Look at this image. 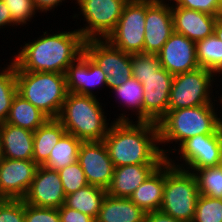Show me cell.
Masks as SVG:
<instances>
[{"instance_id": "1", "label": "cell", "mask_w": 222, "mask_h": 222, "mask_svg": "<svg viewBox=\"0 0 222 222\" xmlns=\"http://www.w3.org/2000/svg\"><path fill=\"white\" fill-rule=\"evenodd\" d=\"M130 114L114 118L103 142L114 167L124 165H160L166 158L159 144L158 125L147 121H133ZM160 147H159V146Z\"/></svg>"}, {"instance_id": "2", "label": "cell", "mask_w": 222, "mask_h": 222, "mask_svg": "<svg viewBox=\"0 0 222 222\" xmlns=\"http://www.w3.org/2000/svg\"><path fill=\"white\" fill-rule=\"evenodd\" d=\"M29 41L11 58L15 70L65 74L68 66L84 52L85 40L77 29L52 34L46 31Z\"/></svg>"}, {"instance_id": "3", "label": "cell", "mask_w": 222, "mask_h": 222, "mask_svg": "<svg viewBox=\"0 0 222 222\" xmlns=\"http://www.w3.org/2000/svg\"><path fill=\"white\" fill-rule=\"evenodd\" d=\"M218 110L215 105L168 110L157 123L159 144L162 147L164 144V148L161 147L163 156L165 157V146L168 147V144L175 142L178 147L191 137L217 132L222 127V114L220 116Z\"/></svg>"}, {"instance_id": "4", "label": "cell", "mask_w": 222, "mask_h": 222, "mask_svg": "<svg viewBox=\"0 0 222 222\" xmlns=\"http://www.w3.org/2000/svg\"><path fill=\"white\" fill-rule=\"evenodd\" d=\"M99 101L94 96L68 92L57 117L66 133L82 142L103 141L112 122L109 125Z\"/></svg>"}, {"instance_id": "5", "label": "cell", "mask_w": 222, "mask_h": 222, "mask_svg": "<svg viewBox=\"0 0 222 222\" xmlns=\"http://www.w3.org/2000/svg\"><path fill=\"white\" fill-rule=\"evenodd\" d=\"M17 90L49 119H56L67 96L65 74L15 70Z\"/></svg>"}, {"instance_id": "6", "label": "cell", "mask_w": 222, "mask_h": 222, "mask_svg": "<svg viewBox=\"0 0 222 222\" xmlns=\"http://www.w3.org/2000/svg\"><path fill=\"white\" fill-rule=\"evenodd\" d=\"M199 196L194 174L173 167L166 159L165 185L160 211L177 220L192 222Z\"/></svg>"}, {"instance_id": "7", "label": "cell", "mask_w": 222, "mask_h": 222, "mask_svg": "<svg viewBox=\"0 0 222 222\" xmlns=\"http://www.w3.org/2000/svg\"><path fill=\"white\" fill-rule=\"evenodd\" d=\"M216 75L212 71L198 67L195 70L174 75L170 90L168 110L184 109L201 105H220V96L215 100L212 90L216 82ZM213 85V86H212ZM213 97V99H212ZM214 101V102H213Z\"/></svg>"}, {"instance_id": "8", "label": "cell", "mask_w": 222, "mask_h": 222, "mask_svg": "<svg viewBox=\"0 0 222 222\" xmlns=\"http://www.w3.org/2000/svg\"><path fill=\"white\" fill-rule=\"evenodd\" d=\"M165 149V158L173 167L194 172L197 169L220 166L222 151V127L214 134H203L185 140L179 148ZM174 151V152H173ZM176 151H178L176 153ZM170 153L179 155L175 162ZM180 159V160H179ZM185 163V164H184Z\"/></svg>"}, {"instance_id": "9", "label": "cell", "mask_w": 222, "mask_h": 222, "mask_svg": "<svg viewBox=\"0 0 222 222\" xmlns=\"http://www.w3.org/2000/svg\"><path fill=\"white\" fill-rule=\"evenodd\" d=\"M146 0H129L106 40L128 54L144 53Z\"/></svg>"}, {"instance_id": "10", "label": "cell", "mask_w": 222, "mask_h": 222, "mask_svg": "<svg viewBox=\"0 0 222 222\" xmlns=\"http://www.w3.org/2000/svg\"><path fill=\"white\" fill-rule=\"evenodd\" d=\"M129 0H76L80 15L85 21L83 27L77 29L83 39H106L114 30L122 15L123 8Z\"/></svg>"}, {"instance_id": "11", "label": "cell", "mask_w": 222, "mask_h": 222, "mask_svg": "<svg viewBox=\"0 0 222 222\" xmlns=\"http://www.w3.org/2000/svg\"><path fill=\"white\" fill-rule=\"evenodd\" d=\"M84 52L106 73V87L110 90L133 76L131 54L114 47L106 39L86 40Z\"/></svg>"}, {"instance_id": "12", "label": "cell", "mask_w": 222, "mask_h": 222, "mask_svg": "<svg viewBox=\"0 0 222 222\" xmlns=\"http://www.w3.org/2000/svg\"><path fill=\"white\" fill-rule=\"evenodd\" d=\"M143 85V121L158 123L167 113L174 76L161 67L149 76H133Z\"/></svg>"}, {"instance_id": "13", "label": "cell", "mask_w": 222, "mask_h": 222, "mask_svg": "<svg viewBox=\"0 0 222 222\" xmlns=\"http://www.w3.org/2000/svg\"><path fill=\"white\" fill-rule=\"evenodd\" d=\"M169 3V0H146L144 54H158L174 32Z\"/></svg>"}, {"instance_id": "14", "label": "cell", "mask_w": 222, "mask_h": 222, "mask_svg": "<svg viewBox=\"0 0 222 222\" xmlns=\"http://www.w3.org/2000/svg\"><path fill=\"white\" fill-rule=\"evenodd\" d=\"M88 184L107 189L114 174V164L103 141L82 142L77 160Z\"/></svg>"}, {"instance_id": "15", "label": "cell", "mask_w": 222, "mask_h": 222, "mask_svg": "<svg viewBox=\"0 0 222 222\" xmlns=\"http://www.w3.org/2000/svg\"><path fill=\"white\" fill-rule=\"evenodd\" d=\"M65 197L58 171L40 165L23 201L37 207L59 209Z\"/></svg>"}, {"instance_id": "16", "label": "cell", "mask_w": 222, "mask_h": 222, "mask_svg": "<svg viewBox=\"0 0 222 222\" xmlns=\"http://www.w3.org/2000/svg\"><path fill=\"white\" fill-rule=\"evenodd\" d=\"M34 161L0 158V197L23 199L34 179Z\"/></svg>"}, {"instance_id": "17", "label": "cell", "mask_w": 222, "mask_h": 222, "mask_svg": "<svg viewBox=\"0 0 222 222\" xmlns=\"http://www.w3.org/2000/svg\"><path fill=\"white\" fill-rule=\"evenodd\" d=\"M157 55L161 67L165 68L173 76L199 67L195 42L175 31Z\"/></svg>"}, {"instance_id": "18", "label": "cell", "mask_w": 222, "mask_h": 222, "mask_svg": "<svg viewBox=\"0 0 222 222\" xmlns=\"http://www.w3.org/2000/svg\"><path fill=\"white\" fill-rule=\"evenodd\" d=\"M65 77L67 91L71 93L96 97L95 88H106V73L85 52L68 66Z\"/></svg>"}, {"instance_id": "19", "label": "cell", "mask_w": 222, "mask_h": 222, "mask_svg": "<svg viewBox=\"0 0 222 222\" xmlns=\"http://www.w3.org/2000/svg\"><path fill=\"white\" fill-rule=\"evenodd\" d=\"M174 31L198 42L214 33L219 16L171 4Z\"/></svg>"}, {"instance_id": "20", "label": "cell", "mask_w": 222, "mask_h": 222, "mask_svg": "<svg viewBox=\"0 0 222 222\" xmlns=\"http://www.w3.org/2000/svg\"><path fill=\"white\" fill-rule=\"evenodd\" d=\"M34 132L8 123H0L2 157L33 161Z\"/></svg>"}, {"instance_id": "21", "label": "cell", "mask_w": 222, "mask_h": 222, "mask_svg": "<svg viewBox=\"0 0 222 222\" xmlns=\"http://www.w3.org/2000/svg\"><path fill=\"white\" fill-rule=\"evenodd\" d=\"M159 165H124L114 168L107 194L117 198H129Z\"/></svg>"}, {"instance_id": "22", "label": "cell", "mask_w": 222, "mask_h": 222, "mask_svg": "<svg viewBox=\"0 0 222 222\" xmlns=\"http://www.w3.org/2000/svg\"><path fill=\"white\" fill-rule=\"evenodd\" d=\"M165 185V161L132 193L129 199L146 213L159 211Z\"/></svg>"}, {"instance_id": "23", "label": "cell", "mask_w": 222, "mask_h": 222, "mask_svg": "<svg viewBox=\"0 0 222 222\" xmlns=\"http://www.w3.org/2000/svg\"><path fill=\"white\" fill-rule=\"evenodd\" d=\"M146 212L129 198L106 195L95 222H145Z\"/></svg>"}, {"instance_id": "24", "label": "cell", "mask_w": 222, "mask_h": 222, "mask_svg": "<svg viewBox=\"0 0 222 222\" xmlns=\"http://www.w3.org/2000/svg\"><path fill=\"white\" fill-rule=\"evenodd\" d=\"M66 133L62 123L56 119H48L33 134V161L43 165L49 158L52 149Z\"/></svg>"}, {"instance_id": "25", "label": "cell", "mask_w": 222, "mask_h": 222, "mask_svg": "<svg viewBox=\"0 0 222 222\" xmlns=\"http://www.w3.org/2000/svg\"><path fill=\"white\" fill-rule=\"evenodd\" d=\"M48 119L37 107L17 93L12 101L5 123L34 132Z\"/></svg>"}, {"instance_id": "26", "label": "cell", "mask_w": 222, "mask_h": 222, "mask_svg": "<svg viewBox=\"0 0 222 222\" xmlns=\"http://www.w3.org/2000/svg\"><path fill=\"white\" fill-rule=\"evenodd\" d=\"M106 195V189L88 184L76 192L67 195L64 205L89 215L96 220Z\"/></svg>"}, {"instance_id": "27", "label": "cell", "mask_w": 222, "mask_h": 222, "mask_svg": "<svg viewBox=\"0 0 222 222\" xmlns=\"http://www.w3.org/2000/svg\"><path fill=\"white\" fill-rule=\"evenodd\" d=\"M82 141L74 135L65 133L52 149L48 160L43 164L47 168L59 171L78 160Z\"/></svg>"}, {"instance_id": "28", "label": "cell", "mask_w": 222, "mask_h": 222, "mask_svg": "<svg viewBox=\"0 0 222 222\" xmlns=\"http://www.w3.org/2000/svg\"><path fill=\"white\" fill-rule=\"evenodd\" d=\"M195 44L199 67L222 75V41L213 33Z\"/></svg>"}, {"instance_id": "29", "label": "cell", "mask_w": 222, "mask_h": 222, "mask_svg": "<svg viewBox=\"0 0 222 222\" xmlns=\"http://www.w3.org/2000/svg\"><path fill=\"white\" fill-rule=\"evenodd\" d=\"M143 91V85L132 76L111 92L120 99L118 103L122 105V109L125 106L128 111L132 110L134 116L136 114V121H143Z\"/></svg>"}, {"instance_id": "30", "label": "cell", "mask_w": 222, "mask_h": 222, "mask_svg": "<svg viewBox=\"0 0 222 222\" xmlns=\"http://www.w3.org/2000/svg\"><path fill=\"white\" fill-rule=\"evenodd\" d=\"M0 71V123H4L8 117L12 101L18 93L15 74V64L11 60L9 65Z\"/></svg>"}, {"instance_id": "31", "label": "cell", "mask_w": 222, "mask_h": 222, "mask_svg": "<svg viewBox=\"0 0 222 222\" xmlns=\"http://www.w3.org/2000/svg\"><path fill=\"white\" fill-rule=\"evenodd\" d=\"M199 193L222 199V167H206L193 172Z\"/></svg>"}, {"instance_id": "32", "label": "cell", "mask_w": 222, "mask_h": 222, "mask_svg": "<svg viewBox=\"0 0 222 222\" xmlns=\"http://www.w3.org/2000/svg\"><path fill=\"white\" fill-rule=\"evenodd\" d=\"M192 222H222V199L200 194Z\"/></svg>"}, {"instance_id": "33", "label": "cell", "mask_w": 222, "mask_h": 222, "mask_svg": "<svg viewBox=\"0 0 222 222\" xmlns=\"http://www.w3.org/2000/svg\"><path fill=\"white\" fill-rule=\"evenodd\" d=\"M58 173L66 196L88 185L78 161L60 169Z\"/></svg>"}, {"instance_id": "34", "label": "cell", "mask_w": 222, "mask_h": 222, "mask_svg": "<svg viewBox=\"0 0 222 222\" xmlns=\"http://www.w3.org/2000/svg\"><path fill=\"white\" fill-rule=\"evenodd\" d=\"M10 11L12 21L16 27L20 25H27L32 17H35L36 9L33 0H2Z\"/></svg>"}, {"instance_id": "35", "label": "cell", "mask_w": 222, "mask_h": 222, "mask_svg": "<svg viewBox=\"0 0 222 222\" xmlns=\"http://www.w3.org/2000/svg\"><path fill=\"white\" fill-rule=\"evenodd\" d=\"M133 76H149L161 68L157 54H131Z\"/></svg>"}, {"instance_id": "36", "label": "cell", "mask_w": 222, "mask_h": 222, "mask_svg": "<svg viewBox=\"0 0 222 222\" xmlns=\"http://www.w3.org/2000/svg\"><path fill=\"white\" fill-rule=\"evenodd\" d=\"M0 222H25L23 199L0 200Z\"/></svg>"}, {"instance_id": "37", "label": "cell", "mask_w": 222, "mask_h": 222, "mask_svg": "<svg viewBox=\"0 0 222 222\" xmlns=\"http://www.w3.org/2000/svg\"><path fill=\"white\" fill-rule=\"evenodd\" d=\"M175 6L184 7L213 16H222V0H169Z\"/></svg>"}, {"instance_id": "38", "label": "cell", "mask_w": 222, "mask_h": 222, "mask_svg": "<svg viewBox=\"0 0 222 222\" xmlns=\"http://www.w3.org/2000/svg\"><path fill=\"white\" fill-rule=\"evenodd\" d=\"M25 222H61L58 209L37 207L24 202Z\"/></svg>"}, {"instance_id": "39", "label": "cell", "mask_w": 222, "mask_h": 222, "mask_svg": "<svg viewBox=\"0 0 222 222\" xmlns=\"http://www.w3.org/2000/svg\"><path fill=\"white\" fill-rule=\"evenodd\" d=\"M61 222H95V220L82 212L66 207L64 204L58 209Z\"/></svg>"}, {"instance_id": "40", "label": "cell", "mask_w": 222, "mask_h": 222, "mask_svg": "<svg viewBox=\"0 0 222 222\" xmlns=\"http://www.w3.org/2000/svg\"><path fill=\"white\" fill-rule=\"evenodd\" d=\"M62 1L65 0H33V4L37 12L47 13V11L51 12L52 9L54 11V8L63 3Z\"/></svg>"}, {"instance_id": "41", "label": "cell", "mask_w": 222, "mask_h": 222, "mask_svg": "<svg viewBox=\"0 0 222 222\" xmlns=\"http://www.w3.org/2000/svg\"><path fill=\"white\" fill-rule=\"evenodd\" d=\"M145 222H183L170 215L159 211H150L146 213Z\"/></svg>"}, {"instance_id": "42", "label": "cell", "mask_w": 222, "mask_h": 222, "mask_svg": "<svg viewBox=\"0 0 222 222\" xmlns=\"http://www.w3.org/2000/svg\"><path fill=\"white\" fill-rule=\"evenodd\" d=\"M6 25L15 27L16 24L12 21L8 6L0 0V29L7 27Z\"/></svg>"}, {"instance_id": "43", "label": "cell", "mask_w": 222, "mask_h": 222, "mask_svg": "<svg viewBox=\"0 0 222 222\" xmlns=\"http://www.w3.org/2000/svg\"><path fill=\"white\" fill-rule=\"evenodd\" d=\"M214 34L222 41V16H219L215 23Z\"/></svg>"}, {"instance_id": "44", "label": "cell", "mask_w": 222, "mask_h": 222, "mask_svg": "<svg viewBox=\"0 0 222 222\" xmlns=\"http://www.w3.org/2000/svg\"><path fill=\"white\" fill-rule=\"evenodd\" d=\"M2 157L1 139H0V158Z\"/></svg>"}, {"instance_id": "45", "label": "cell", "mask_w": 222, "mask_h": 222, "mask_svg": "<svg viewBox=\"0 0 222 222\" xmlns=\"http://www.w3.org/2000/svg\"><path fill=\"white\" fill-rule=\"evenodd\" d=\"M220 166L222 167V151H221V162H220Z\"/></svg>"}]
</instances>
